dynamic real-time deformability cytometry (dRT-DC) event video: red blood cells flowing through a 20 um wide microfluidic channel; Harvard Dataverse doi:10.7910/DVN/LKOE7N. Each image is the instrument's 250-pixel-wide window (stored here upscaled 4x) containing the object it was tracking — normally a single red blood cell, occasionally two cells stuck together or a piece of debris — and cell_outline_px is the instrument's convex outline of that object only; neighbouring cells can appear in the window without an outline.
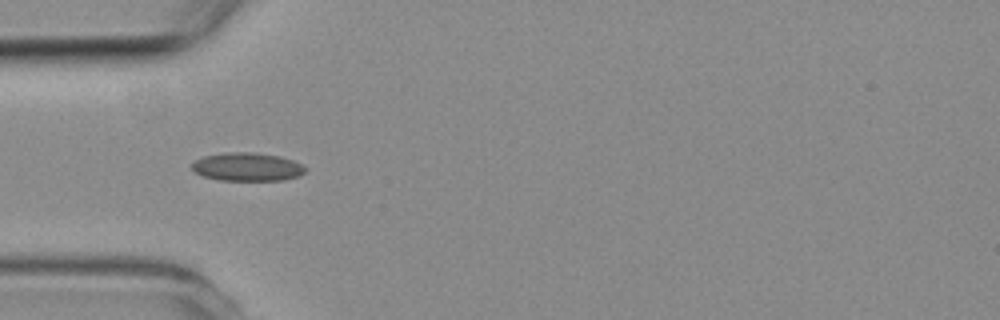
{"species": "common noctule bat (a hibernating species)", "species_latin": "Nyctalus noctula", "temperature_condition": "room temperature", "stored_images_in_passage": 4, "camera_frame_rate_fps": 3000, "um_per_image_px": 0.085, "animal": {"sex": "female", "body_mass_g": 19.3, "forearm_length_mm": 54.1}, "frame": {"image": 1, "passage_image": 2, "time_ms": 1.0, "image_size_px": [1000, 320], "cell_outline_px": [[308, 168], [304, 172], [296, 176], [284, 180], [220, 180], [204, 176], [196, 172], [192, 168], [192, 164], [196, 160], [204, 156], [224, 152], [252, 152], [280, 156], [292, 160]], "centroid_in_image_um": [21.02, 14.17], "position_along_channel_um": 64.0, "area_um2": 18.55}}
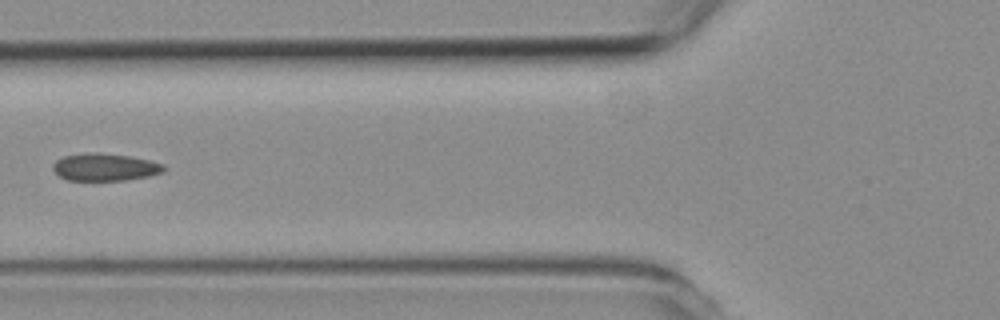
{"frame": {"image": 2, "passage_image": 3, "time_ms": 2.333, "image_size_px": [1000, 320], "cell_outline_px": [[164, 172], [148, 176], [128, 180], [68, 180], [60, 176], [52, 168], [52, 164], [56, 160], [64, 156], [92, 152], [132, 156], [164, 164]], "centroid_in_image_um": [8.93, 14.2], "position_along_channel_um": 116.9, "area_um2": 17.63}}
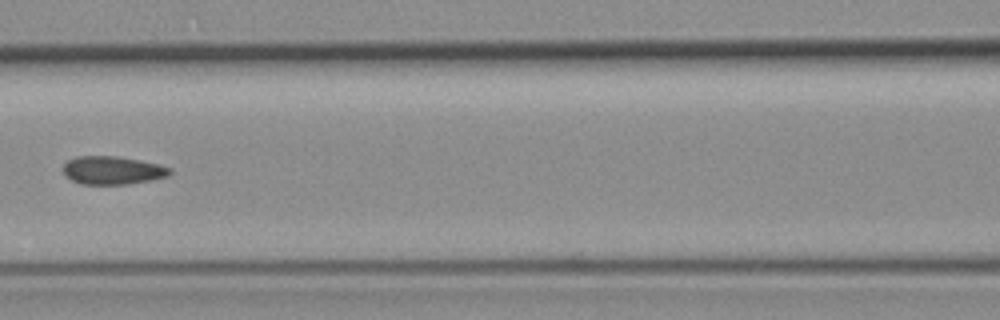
{"frame": {"image": 3, "passage_image": 4, "time_ms": 3.333, "image_size_px": [1000, 320], "cell_outline_px": [[172, 172], [168, 176], [128, 184], [80, 184], [72, 180], [64, 172], [64, 164], [68, 160], [76, 156], [116, 156], [140, 160], [160, 164], [172, 168]], "centroid_in_image_um": [9.59, 14.47], "position_along_channel_um": 157.0, "area_um2": 17.46}}